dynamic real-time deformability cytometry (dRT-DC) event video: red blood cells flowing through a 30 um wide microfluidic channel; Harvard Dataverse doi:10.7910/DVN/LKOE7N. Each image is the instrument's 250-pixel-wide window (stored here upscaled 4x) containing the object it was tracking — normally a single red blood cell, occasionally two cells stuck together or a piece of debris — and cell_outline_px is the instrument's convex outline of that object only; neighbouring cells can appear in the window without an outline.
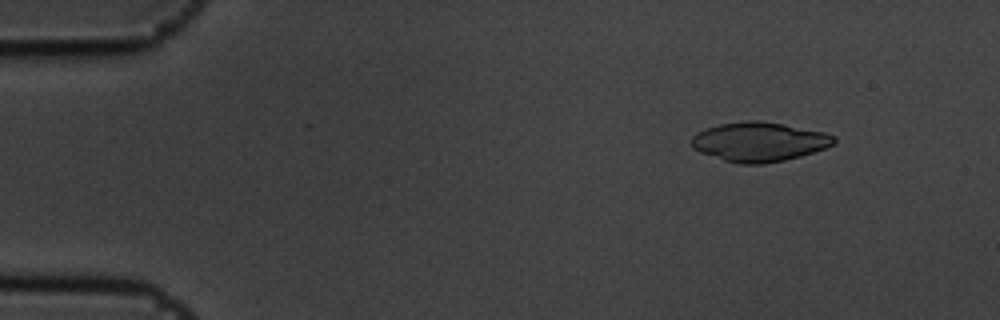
{"species": "common noctule bat (a hibernating species)", "species_latin": "Nyctalus noctula", "temperature_condition": "cold", "stored_images_in_passage": 56, "camera_frame_rate_fps": 3000, "um_per_image_px": 0.085, "animal": {"sex": "male", "body_mass_g": 19.5, "forearm_length_mm": 54.6}, "frame": {"image": 1, "passage_image": 7, "time_ms": 2.0, "image_size_px": [1000, 320], "cell_outline_px": [[836, 140], [832, 144], [824, 148], [800, 156], [784, 160], [764, 164], [736, 164], [700, 152], [692, 148], [692, 136], [708, 128], [720, 124], [744, 120], [760, 120], [784, 124], [824, 132], [836, 136]], "centroid_in_image_um": [64.53, 12.05], "position_along_channel_um": 20.5, "area_um2": 32.54}}